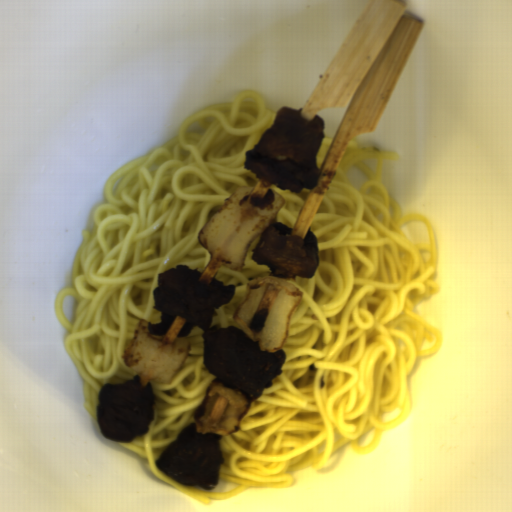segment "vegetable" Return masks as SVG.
Returning a JSON list of instances; mask_svg holds the SVG:
<instances>
[{
  "label": "vegetable",
  "instance_id": "1",
  "mask_svg": "<svg viewBox=\"0 0 512 512\" xmlns=\"http://www.w3.org/2000/svg\"><path fill=\"white\" fill-rule=\"evenodd\" d=\"M284 202L272 189L239 186L201 229L199 242L226 269L241 270L253 241L273 224Z\"/></svg>",
  "mask_w": 512,
  "mask_h": 512
},
{
  "label": "vegetable",
  "instance_id": "2",
  "mask_svg": "<svg viewBox=\"0 0 512 512\" xmlns=\"http://www.w3.org/2000/svg\"><path fill=\"white\" fill-rule=\"evenodd\" d=\"M302 300L300 288L284 278L266 274L253 280L233 321L264 353H276L287 341L292 317Z\"/></svg>",
  "mask_w": 512,
  "mask_h": 512
},
{
  "label": "vegetable",
  "instance_id": "3",
  "mask_svg": "<svg viewBox=\"0 0 512 512\" xmlns=\"http://www.w3.org/2000/svg\"><path fill=\"white\" fill-rule=\"evenodd\" d=\"M146 320H140L128 344L123 361L140 376L169 384L181 371L191 350L190 339L183 336L152 335Z\"/></svg>",
  "mask_w": 512,
  "mask_h": 512
},
{
  "label": "vegetable",
  "instance_id": "4",
  "mask_svg": "<svg viewBox=\"0 0 512 512\" xmlns=\"http://www.w3.org/2000/svg\"><path fill=\"white\" fill-rule=\"evenodd\" d=\"M252 399L215 378L194 416L196 433L229 436L236 432Z\"/></svg>",
  "mask_w": 512,
  "mask_h": 512
}]
</instances>
